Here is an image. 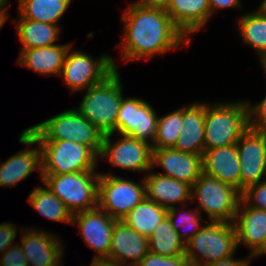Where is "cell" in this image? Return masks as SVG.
<instances>
[{"mask_svg":"<svg viewBox=\"0 0 266 266\" xmlns=\"http://www.w3.org/2000/svg\"><path fill=\"white\" fill-rule=\"evenodd\" d=\"M125 22L123 46L124 61L151 58L178 48L184 40L190 44V37L175 25L162 6H147L137 2L125 9L121 21ZM123 44V45H122Z\"/></svg>","mask_w":266,"mask_h":266,"instance_id":"6da1fadb","label":"cell"},{"mask_svg":"<svg viewBox=\"0 0 266 266\" xmlns=\"http://www.w3.org/2000/svg\"><path fill=\"white\" fill-rule=\"evenodd\" d=\"M19 142L28 147L41 146V174L61 175L80 171H94L99 157L86 145L68 140H36L23 130Z\"/></svg>","mask_w":266,"mask_h":266,"instance_id":"7a4b0ae2","label":"cell"},{"mask_svg":"<svg viewBox=\"0 0 266 266\" xmlns=\"http://www.w3.org/2000/svg\"><path fill=\"white\" fill-rule=\"evenodd\" d=\"M205 150L237 144L250 128L246 102L205 104Z\"/></svg>","mask_w":266,"mask_h":266,"instance_id":"3957f363","label":"cell"},{"mask_svg":"<svg viewBox=\"0 0 266 266\" xmlns=\"http://www.w3.org/2000/svg\"><path fill=\"white\" fill-rule=\"evenodd\" d=\"M120 75L115 69L101 83L86 90L76 109L104 135L116 132V121L123 98Z\"/></svg>","mask_w":266,"mask_h":266,"instance_id":"277c9868","label":"cell"},{"mask_svg":"<svg viewBox=\"0 0 266 266\" xmlns=\"http://www.w3.org/2000/svg\"><path fill=\"white\" fill-rule=\"evenodd\" d=\"M36 140H68L88 146L98 157L104 134L76 109L27 128Z\"/></svg>","mask_w":266,"mask_h":266,"instance_id":"5b68a950","label":"cell"},{"mask_svg":"<svg viewBox=\"0 0 266 266\" xmlns=\"http://www.w3.org/2000/svg\"><path fill=\"white\" fill-rule=\"evenodd\" d=\"M237 247L234 223L211 221L185 244V255L190 266H206L232 257Z\"/></svg>","mask_w":266,"mask_h":266,"instance_id":"8992f818","label":"cell"},{"mask_svg":"<svg viewBox=\"0 0 266 266\" xmlns=\"http://www.w3.org/2000/svg\"><path fill=\"white\" fill-rule=\"evenodd\" d=\"M43 184L57 196L72 215L98 207L100 173L80 171L61 175L41 174Z\"/></svg>","mask_w":266,"mask_h":266,"instance_id":"52a82bcc","label":"cell"},{"mask_svg":"<svg viewBox=\"0 0 266 266\" xmlns=\"http://www.w3.org/2000/svg\"><path fill=\"white\" fill-rule=\"evenodd\" d=\"M192 199L198 200L197 212L203 210L211 221L233 222L241 200L234 186L202 173L192 185Z\"/></svg>","mask_w":266,"mask_h":266,"instance_id":"ba28073f","label":"cell"},{"mask_svg":"<svg viewBox=\"0 0 266 266\" xmlns=\"http://www.w3.org/2000/svg\"><path fill=\"white\" fill-rule=\"evenodd\" d=\"M141 185L119 176L100 173L98 183V207L116 220L126 217L146 198V184Z\"/></svg>","mask_w":266,"mask_h":266,"instance_id":"9c48e42d","label":"cell"},{"mask_svg":"<svg viewBox=\"0 0 266 266\" xmlns=\"http://www.w3.org/2000/svg\"><path fill=\"white\" fill-rule=\"evenodd\" d=\"M68 50L62 75L65 83L72 92L88 88L101 83L109 76L117 66L111 56L102 55L98 60H93L91 56L80 51L70 52Z\"/></svg>","mask_w":266,"mask_h":266,"instance_id":"30bf717a","label":"cell"},{"mask_svg":"<svg viewBox=\"0 0 266 266\" xmlns=\"http://www.w3.org/2000/svg\"><path fill=\"white\" fill-rule=\"evenodd\" d=\"M113 133L104 135L100 158L108 159L113 166L132 172H149L152 169V145L127 135L111 142Z\"/></svg>","mask_w":266,"mask_h":266,"instance_id":"8fae6325","label":"cell"},{"mask_svg":"<svg viewBox=\"0 0 266 266\" xmlns=\"http://www.w3.org/2000/svg\"><path fill=\"white\" fill-rule=\"evenodd\" d=\"M157 124L158 117L146 101L136 97L122 98L116 121L119 134L151 142L152 145L156 138Z\"/></svg>","mask_w":266,"mask_h":266,"instance_id":"7c38bea8","label":"cell"},{"mask_svg":"<svg viewBox=\"0 0 266 266\" xmlns=\"http://www.w3.org/2000/svg\"><path fill=\"white\" fill-rule=\"evenodd\" d=\"M240 165V192L266 174V133L249 128L236 144Z\"/></svg>","mask_w":266,"mask_h":266,"instance_id":"4fadbf2b","label":"cell"},{"mask_svg":"<svg viewBox=\"0 0 266 266\" xmlns=\"http://www.w3.org/2000/svg\"><path fill=\"white\" fill-rule=\"evenodd\" d=\"M115 222L116 219L96 207L74 214L71 224L78 225L85 243L97 252L94 258H109Z\"/></svg>","mask_w":266,"mask_h":266,"instance_id":"5bb4252c","label":"cell"},{"mask_svg":"<svg viewBox=\"0 0 266 266\" xmlns=\"http://www.w3.org/2000/svg\"><path fill=\"white\" fill-rule=\"evenodd\" d=\"M161 166L163 176L193 185L203 173L202 155L182 152L174 148L152 149V168Z\"/></svg>","mask_w":266,"mask_h":266,"instance_id":"9a60e30c","label":"cell"},{"mask_svg":"<svg viewBox=\"0 0 266 266\" xmlns=\"http://www.w3.org/2000/svg\"><path fill=\"white\" fill-rule=\"evenodd\" d=\"M234 226L237 246L241 243L246 244L252 250L250 254L252 259L266 254V210L249 207L240 200Z\"/></svg>","mask_w":266,"mask_h":266,"instance_id":"2e32d148","label":"cell"},{"mask_svg":"<svg viewBox=\"0 0 266 266\" xmlns=\"http://www.w3.org/2000/svg\"><path fill=\"white\" fill-rule=\"evenodd\" d=\"M149 252L148 237L128 226L123 220H116L113 227L109 259L128 266H136Z\"/></svg>","mask_w":266,"mask_h":266,"instance_id":"e0dca14e","label":"cell"},{"mask_svg":"<svg viewBox=\"0 0 266 266\" xmlns=\"http://www.w3.org/2000/svg\"><path fill=\"white\" fill-rule=\"evenodd\" d=\"M21 239V248L29 266H61L64 249L59 238L43 230L30 229Z\"/></svg>","mask_w":266,"mask_h":266,"instance_id":"ac0fdd59","label":"cell"},{"mask_svg":"<svg viewBox=\"0 0 266 266\" xmlns=\"http://www.w3.org/2000/svg\"><path fill=\"white\" fill-rule=\"evenodd\" d=\"M202 164L203 173L240 191V165L236 144L204 150Z\"/></svg>","mask_w":266,"mask_h":266,"instance_id":"d6986e66","label":"cell"},{"mask_svg":"<svg viewBox=\"0 0 266 266\" xmlns=\"http://www.w3.org/2000/svg\"><path fill=\"white\" fill-rule=\"evenodd\" d=\"M144 181L146 197L167 209L174 207V203L192 199V186L186 182L153 173L152 170L144 177Z\"/></svg>","mask_w":266,"mask_h":266,"instance_id":"ffe728a7","label":"cell"},{"mask_svg":"<svg viewBox=\"0 0 266 266\" xmlns=\"http://www.w3.org/2000/svg\"><path fill=\"white\" fill-rule=\"evenodd\" d=\"M205 104L193 103L183 106V119L181 133L174 149L193 154L203 155L205 139Z\"/></svg>","mask_w":266,"mask_h":266,"instance_id":"44dd1931","label":"cell"},{"mask_svg":"<svg viewBox=\"0 0 266 266\" xmlns=\"http://www.w3.org/2000/svg\"><path fill=\"white\" fill-rule=\"evenodd\" d=\"M165 9L187 38L198 32L211 16L209 0H170Z\"/></svg>","mask_w":266,"mask_h":266,"instance_id":"7402d4cb","label":"cell"},{"mask_svg":"<svg viewBox=\"0 0 266 266\" xmlns=\"http://www.w3.org/2000/svg\"><path fill=\"white\" fill-rule=\"evenodd\" d=\"M72 44L51 45L20 51L17 63L43 75H60Z\"/></svg>","mask_w":266,"mask_h":266,"instance_id":"603a6c76","label":"cell"},{"mask_svg":"<svg viewBox=\"0 0 266 266\" xmlns=\"http://www.w3.org/2000/svg\"><path fill=\"white\" fill-rule=\"evenodd\" d=\"M38 167L41 176V146L22 150L0 164V186L14 187Z\"/></svg>","mask_w":266,"mask_h":266,"instance_id":"cb8c5ba5","label":"cell"},{"mask_svg":"<svg viewBox=\"0 0 266 266\" xmlns=\"http://www.w3.org/2000/svg\"><path fill=\"white\" fill-rule=\"evenodd\" d=\"M17 33L22 43L21 50L56 45L59 38V25H52L31 19L17 20Z\"/></svg>","mask_w":266,"mask_h":266,"instance_id":"d4e9b609","label":"cell"},{"mask_svg":"<svg viewBox=\"0 0 266 266\" xmlns=\"http://www.w3.org/2000/svg\"><path fill=\"white\" fill-rule=\"evenodd\" d=\"M167 211V208L146 197L122 220L137 233L150 237L153 230L167 217Z\"/></svg>","mask_w":266,"mask_h":266,"instance_id":"484cf974","label":"cell"},{"mask_svg":"<svg viewBox=\"0 0 266 266\" xmlns=\"http://www.w3.org/2000/svg\"><path fill=\"white\" fill-rule=\"evenodd\" d=\"M72 0H18V12L22 18L52 25L67 10Z\"/></svg>","mask_w":266,"mask_h":266,"instance_id":"4316f807","label":"cell"},{"mask_svg":"<svg viewBox=\"0 0 266 266\" xmlns=\"http://www.w3.org/2000/svg\"><path fill=\"white\" fill-rule=\"evenodd\" d=\"M149 251L161 256L185 255V243L179 238L168 217L148 237Z\"/></svg>","mask_w":266,"mask_h":266,"instance_id":"83f0119b","label":"cell"},{"mask_svg":"<svg viewBox=\"0 0 266 266\" xmlns=\"http://www.w3.org/2000/svg\"><path fill=\"white\" fill-rule=\"evenodd\" d=\"M38 186L30 194L28 201L41 215L52 221L72 223L73 215L66 205L45 185Z\"/></svg>","mask_w":266,"mask_h":266,"instance_id":"f1b7e54d","label":"cell"},{"mask_svg":"<svg viewBox=\"0 0 266 266\" xmlns=\"http://www.w3.org/2000/svg\"><path fill=\"white\" fill-rule=\"evenodd\" d=\"M243 41L259 52L260 61L266 56V13L260 9L239 19Z\"/></svg>","mask_w":266,"mask_h":266,"instance_id":"f546056e","label":"cell"},{"mask_svg":"<svg viewBox=\"0 0 266 266\" xmlns=\"http://www.w3.org/2000/svg\"><path fill=\"white\" fill-rule=\"evenodd\" d=\"M183 107L158 117L157 132L152 149L173 148L181 133Z\"/></svg>","mask_w":266,"mask_h":266,"instance_id":"4dcf8cb0","label":"cell"},{"mask_svg":"<svg viewBox=\"0 0 266 266\" xmlns=\"http://www.w3.org/2000/svg\"><path fill=\"white\" fill-rule=\"evenodd\" d=\"M192 209H190L188 212L183 210V214L179 215L178 220H175V216L177 215V208L171 207L167 211V217L171 222L172 227L177 231V234L179 238L186 244L203 226L200 224L203 219L201 218V215L199 213H196V211L191 212ZM180 225V226H179ZM181 228H186L189 232L185 233V231H180ZM191 231V232H190Z\"/></svg>","mask_w":266,"mask_h":266,"instance_id":"1f68e13d","label":"cell"},{"mask_svg":"<svg viewBox=\"0 0 266 266\" xmlns=\"http://www.w3.org/2000/svg\"><path fill=\"white\" fill-rule=\"evenodd\" d=\"M241 200L249 207L266 210V179L243 190Z\"/></svg>","mask_w":266,"mask_h":266,"instance_id":"d6a6232c","label":"cell"},{"mask_svg":"<svg viewBox=\"0 0 266 266\" xmlns=\"http://www.w3.org/2000/svg\"><path fill=\"white\" fill-rule=\"evenodd\" d=\"M136 266H190V264L186 255L167 257L149 251Z\"/></svg>","mask_w":266,"mask_h":266,"instance_id":"836d02e7","label":"cell"},{"mask_svg":"<svg viewBox=\"0 0 266 266\" xmlns=\"http://www.w3.org/2000/svg\"><path fill=\"white\" fill-rule=\"evenodd\" d=\"M247 105L249 111L250 128L259 132L266 133V97L255 106H252L248 102Z\"/></svg>","mask_w":266,"mask_h":266,"instance_id":"e575fe53","label":"cell"},{"mask_svg":"<svg viewBox=\"0 0 266 266\" xmlns=\"http://www.w3.org/2000/svg\"><path fill=\"white\" fill-rule=\"evenodd\" d=\"M0 266H29L20 244L11 246L3 253Z\"/></svg>","mask_w":266,"mask_h":266,"instance_id":"d590c367","label":"cell"},{"mask_svg":"<svg viewBox=\"0 0 266 266\" xmlns=\"http://www.w3.org/2000/svg\"><path fill=\"white\" fill-rule=\"evenodd\" d=\"M17 235V229L12 223L0 224V252L3 254L8 248L13 245Z\"/></svg>","mask_w":266,"mask_h":266,"instance_id":"8d00e7d4","label":"cell"},{"mask_svg":"<svg viewBox=\"0 0 266 266\" xmlns=\"http://www.w3.org/2000/svg\"><path fill=\"white\" fill-rule=\"evenodd\" d=\"M209 6H210L211 16L212 12H214L217 9L241 7L239 0H209Z\"/></svg>","mask_w":266,"mask_h":266,"instance_id":"74e56055","label":"cell"},{"mask_svg":"<svg viewBox=\"0 0 266 266\" xmlns=\"http://www.w3.org/2000/svg\"><path fill=\"white\" fill-rule=\"evenodd\" d=\"M251 260L250 255L244 260L234 259L233 256L224 260H220L218 262L210 263L206 266H249V261Z\"/></svg>","mask_w":266,"mask_h":266,"instance_id":"f35d334b","label":"cell"},{"mask_svg":"<svg viewBox=\"0 0 266 266\" xmlns=\"http://www.w3.org/2000/svg\"><path fill=\"white\" fill-rule=\"evenodd\" d=\"M90 266H123V265L109 258H93V261Z\"/></svg>","mask_w":266,"mask_h":266,"instance_id":"ab89813d","label":"cell"},{"mask_svg":"<svg viewBox=\"0 0 266 266\" xmlns=\"http://www.w3.org/2000/svg\"><path fill=\"white\" fill-rule=\"evenodd\" d=\"M138 2L147 6L166 7V5L170 2V0H139Z\"/></svg>","mask_w":266,"mask_h":266,"instance_id":"60d3db41","label":"cell"},{"mask_svg":"<svg viewBox=\"0 0 266 266\" xmlns=\"http://www.w3.org/2000/svg\"><path fill=\"white\" fill-rule=\"evenodd\" d=\"M8 4V0H0V19L5 23L7 20V13L5 12L6 10H8L7 5Z\"/></svg>","mask_w":266,"mask_h":266,"instance_id":"b9f144b4","label":"cell"},{"mask_svg":"<svg viewBox=\"0 0 266 266\" xmlns=\"http://www.w3.org/2000/svg\"><path fill=\"white\" fill-rule=\"evenodd\" d=\"M259 9L266 13V0H263Z\"/></svg>","mask_w":266,"mask_h":266,"instance_id":"7bdbcfd3","label":"cell"},{"mask_svg":"<svg viewBox=\"0 0 266 266\" xmlns=\"http://www.w3.org/2000/svg\"><path fill=\"white\" fill-rule=\"evenodd\" d=\"M261 63L266 75V56L261 60Z\"/></svg>","mask_w":266,"mask_h":266,"instance_id":"ee69618b","label":"cell"},{"mask_svg":"<svg viewBox=\"0 0 266 266\" xmlns=\"http://www.w3.org/2000/svg\"><path fill=\"white\" fill-rule=\"evenodd\" d=\"M3 25H4V22L0 19V29L2 28Z\"/></svg>","mask_w":266,"mask_h":266,"instance_id":"f6af8a7d","label":"cell"}]
</instances>
